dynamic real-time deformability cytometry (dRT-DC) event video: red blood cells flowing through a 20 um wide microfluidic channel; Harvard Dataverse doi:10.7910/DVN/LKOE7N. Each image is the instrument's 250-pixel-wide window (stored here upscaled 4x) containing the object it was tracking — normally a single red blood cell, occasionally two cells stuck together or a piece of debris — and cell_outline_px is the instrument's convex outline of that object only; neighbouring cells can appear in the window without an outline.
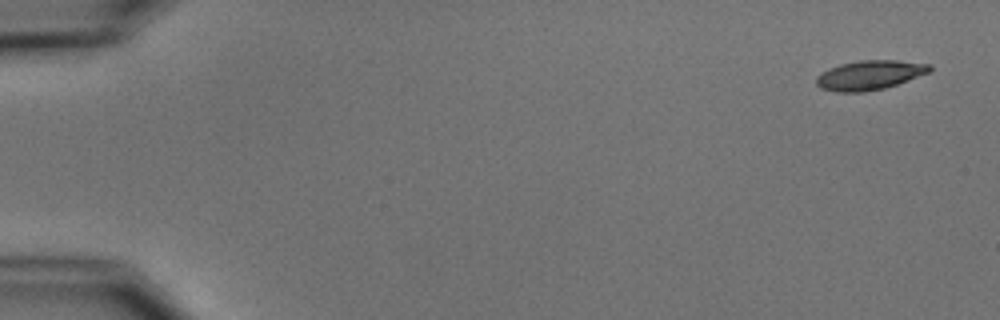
{"species": "common noctule bat (a hibernating species)", "species_latin": "Nyctalus noctula", "temperature_condition": "cold", "stored_images_in_passage": 7, "camera_frame_rate_fps": 3000, "um_per_image_px": 0.085, "animal": {"sex": "male", "body_mass_g": 15.6}, "frame": {"image": 1, "passage_image": 1, "time_ms": 0.0, "image_size_px": [1000, 320], "cell_outline_px": [[932, 68], [928, 72], [908, 80], [884, 88], [864, 92], [836, 92], [820, 88], [816, 84], [816, 76], [828, 68], [840, 64], [860, 60], [896, 60], [932, 64]], "centroid_in_image_um": [73.88, 6.38], "position_along_channel_um": 11.1, "area_um2": 19.42}}
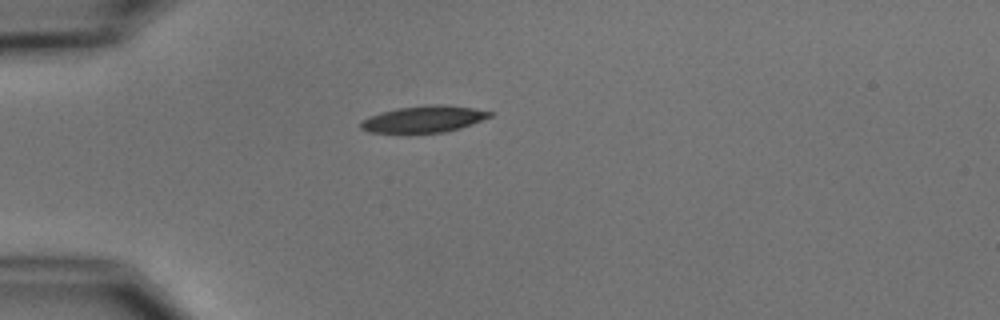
{"frame": {"image": 2, "passage_image": 4, "time_ms": 4.333, "image_size_px": [1000, 320], "cell_outline_px": [[492, 116], [472, 124], [460, 128], [444, 132], [408, 136], [368, 132], [360, 128], [360, 124], [368, 116], [396, 108], [428, 104], [440, 104], [472, 108], [492, 112]], "centroid_in_image_um": [35.95, 10.17], "position_along_channel_um": 49.1, "area_um2": 20.87}}